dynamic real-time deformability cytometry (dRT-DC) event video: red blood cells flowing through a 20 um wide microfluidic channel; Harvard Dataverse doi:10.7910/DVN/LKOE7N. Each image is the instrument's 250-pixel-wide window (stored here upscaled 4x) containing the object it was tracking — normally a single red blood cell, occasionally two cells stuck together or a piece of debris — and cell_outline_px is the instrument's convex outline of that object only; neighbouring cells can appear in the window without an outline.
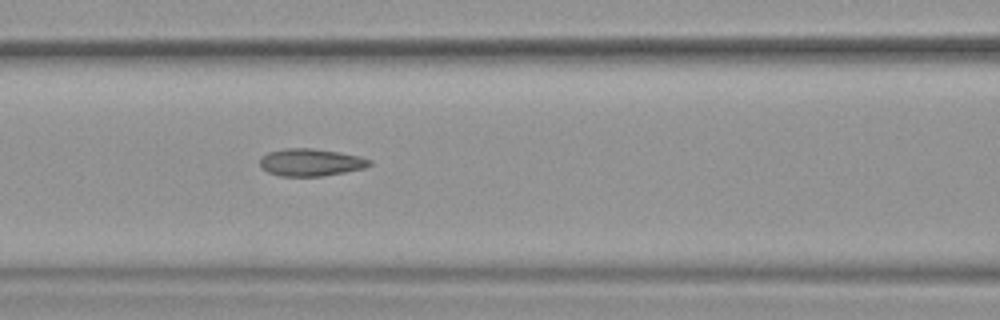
{"species": "common noctule bat (a hibernating species)", "species_latin": "Nyctalus noctula", "temperature_condition": "warm", "stored_images_in_passage": 54, "camera_frame_rate_fps": 3000, "um_per_image_px": 0.085, "animal": {"sex": "female", "body_mass_g": 19.9}, "frame": {"image": 1, "passage_image": 24, "time_ms": 7.667, "image_size_px": [1000, 320], "cell_outline_px": [[372, 164], [364, 168], [324, 176], [280, 176], [268, 172], [260, 168], [260, 156], [268, 152], [284, 148], [312, 148], [340, 152], [360, 156], [372, 160]], "centroid_in_image_um": [26.4, 13.79], "position_along_channel_um": 140.2, "area_um2": 17.69}, "authors_computed_cell_mechanics": {"area_um2": 18.1492, "velocity_mm_per_s": 3.8258, "shape_relaxation_time_tau1_ms": null, "shape_relaxation_time_tau2_ms": 2.3729, "deformation_change_tau1": null, "deformation_change_tau2": 0.1125}}